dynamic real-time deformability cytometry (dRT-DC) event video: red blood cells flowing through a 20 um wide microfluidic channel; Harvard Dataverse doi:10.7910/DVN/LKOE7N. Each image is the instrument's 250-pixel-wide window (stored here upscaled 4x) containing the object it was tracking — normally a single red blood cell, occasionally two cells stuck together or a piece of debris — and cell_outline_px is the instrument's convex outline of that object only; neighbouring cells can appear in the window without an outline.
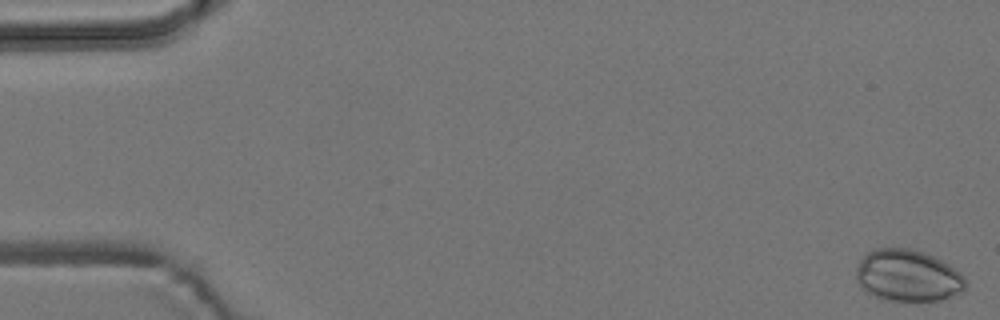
{"species": "common noctule bat (a hibernating species)", "species_latin": "Nyctalus noctula", "temperature_condition": "room temperature", "stored_images_in_passage": 55, "camera_frame_rate_fps": 3000, "um_per_image_px": 0.085, "animal": {"sex": "male", "body_mass_g": 19.2, "forearm_length_mm": 51.8}, "frame": {"image": 1, "passage_image": 1, "time_ms": 0.0, "image_size_px": [1000, 320], "cell_outline_px": [[964, 292], [940, 300], [888, 300], [876, 296], [868, 292], [856, 280], [856, 268], [860, 260], [868, 252], [876, 248], [912, 248], [924, 252], [948, 264], [960, 272], [964, 276]], "centroid_in_image_um": [77.17, 23.41], "position_along_channel_um": 7.8, "area_um2": 32.71}}
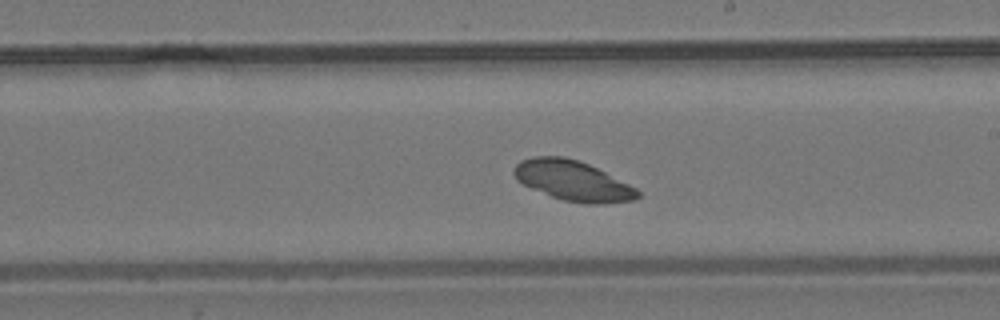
{"frame": {"image": 2, "passage_image": 32, "time_ms": 10.333, "image_size_px": [1000, 320], "cell_outline_px": [[640, 196], [636, 200], [604, 204], [584, 204], [564, 200], [552, 196], [532, 188], [516, 180], [512, 172], [516, 164], [520, 160], [536, 156], [564, 156], [588, 164], [636, 188], [640, 192]], "centroid_in_image_um": [48.68, 15.37], "position_along_channel_um": 240.3, "area_um2": 28.73}}
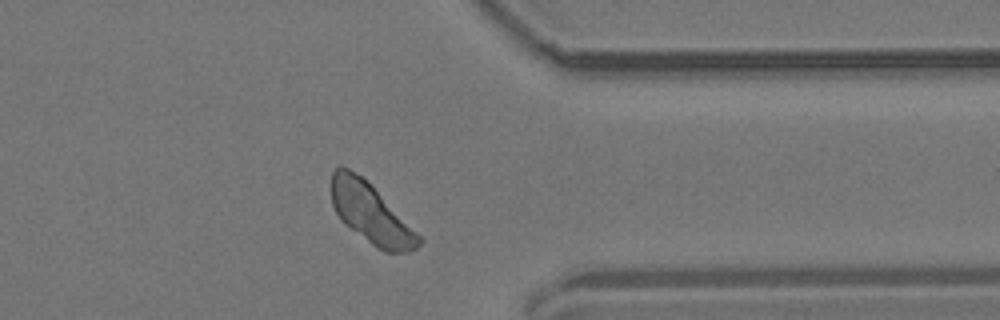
{"frame": {"image": 3, "passage_image": 44, "time_ms": 14.333, "image_size_px": [1000, 320], "cell_outline_px": [[424, 240], [416, 248], [408, 252], [384, 252], [376, 248], [344, 224], [340, 220], [332, 204], [332, 172], [340, 164], [348, 168], [360, 176]], "centroid_in_image_um": [31.48, 18.18], "position_along_channel_um": 379.9, "area_um2": 29.54}}